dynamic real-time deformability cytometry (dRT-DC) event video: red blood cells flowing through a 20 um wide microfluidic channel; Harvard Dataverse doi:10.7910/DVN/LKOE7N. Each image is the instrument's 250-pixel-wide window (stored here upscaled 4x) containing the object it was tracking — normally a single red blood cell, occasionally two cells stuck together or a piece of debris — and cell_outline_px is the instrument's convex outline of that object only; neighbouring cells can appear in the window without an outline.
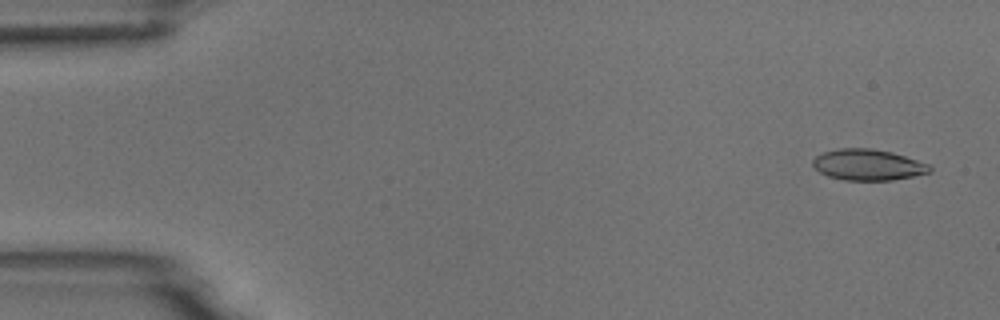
{"species": "common noctule bat (a hibernating species)", "species_latin": "Nyctalus noctula", "temperature_condition": "room temperature", "stored_images_in_passage": 5, "camera_frame_rate_fps": 3000, "um_per_image_px": 0.085, "animal": {"sex": "male", "body_mass_g": 18.8}, "frame": {"image": 1, "passage_image": 1, "time_ms": 0.0, "image_size_px": [1000, 320], "cell_outline_px": [[932, 172], [892, 180], [844, 180], [828, 176], [820, 172], [812, 164], [812, 160], [816, 156], [824, 152], [840, 148], [872, 148], [892, 152], [928, 164], [932, 168]], "centroid_in_image_um": [73.77, 14.0], "position_along_channel_um": 11.2, "area_um2": 21.04}}
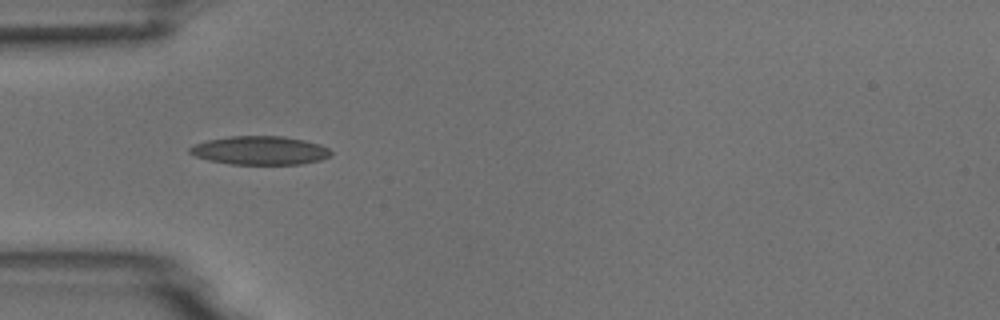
{"frame": {"image": 2, "passage_image": 4, "time_ms": 4.667, "image_size_px": [1000, 320], "cell_outline_px": [[332, 156], [320, 160], [300, 164], [232, 164], [208, 160], [196, 156], [188, 152], [188, 148], [196, 144], [208, 140], [228, 136], [284, 136], [304, 140], [320, 144], [328, 148], [332, 152]], "centroid_in_image_um": [22.12, 12.78], "position_along_channel_um": 62.9, "area_um2": 23.52}}